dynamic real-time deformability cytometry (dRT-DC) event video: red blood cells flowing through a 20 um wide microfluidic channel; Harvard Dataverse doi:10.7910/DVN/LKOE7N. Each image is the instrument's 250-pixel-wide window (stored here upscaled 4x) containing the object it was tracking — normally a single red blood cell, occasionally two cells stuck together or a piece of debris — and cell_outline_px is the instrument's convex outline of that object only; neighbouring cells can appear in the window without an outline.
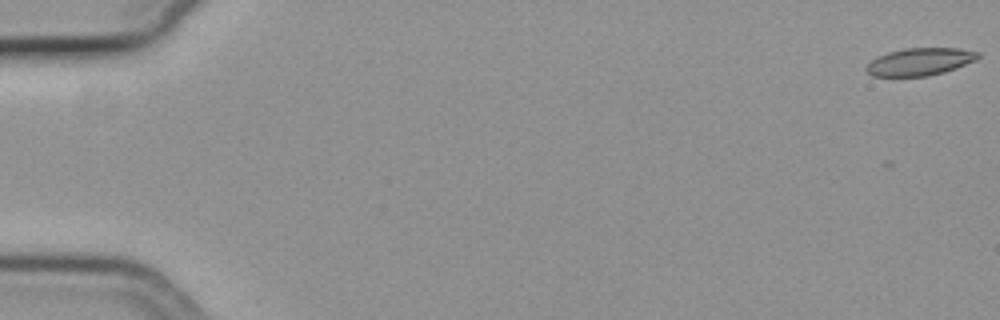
{"species": "common noctule bat (a hibernating species)", "species_latin": "Nyctalus noctula", "temperature_condition": "cold", "stored_images_in_passage": 4, "camera_frame_rate_fps": 3000, "um_per_image_px": 0.085, "animal": {"sex": "female", "body_mass_g": 19.3, "forearm_length_mm": 54.1}, "frame": {"image": 1, "passage_image": 1, "time_ms": 0.0, "image_size_px": [1000, 320], "cell_outline_px": [[980, 56], [976, 60], [956, 68], [944, 72], [928, 76], [872, 76], [864, 68], [876, 56], [888, 52], [904, 48], [956, 48], [980, 52]], "centroid_in_image_um": [78.19, 5.24], "position_along_channel_um": 6.8, "area_um2": 17.92}}